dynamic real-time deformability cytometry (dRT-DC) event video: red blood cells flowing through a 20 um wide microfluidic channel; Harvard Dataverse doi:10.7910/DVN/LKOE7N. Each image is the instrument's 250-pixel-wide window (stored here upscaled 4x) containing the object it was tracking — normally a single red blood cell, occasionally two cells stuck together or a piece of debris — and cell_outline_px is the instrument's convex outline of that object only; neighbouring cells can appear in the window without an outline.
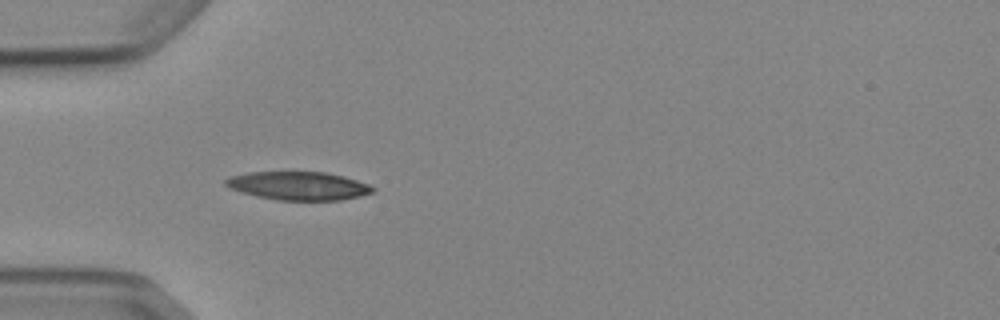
{"species": "Egyptian fruit bat (a non-hibernating species)", "species_latin": "Rousettus aegyptiacus", "temperature_condition": "cold", "stored_images_in_passage": 4, "camera_frame_rate_fps": 3000, "um_per_image_px": 0.085, "animal": {"sex": "female"}, "frame": {"image": 1, "passage_image": 4, "time_ms": 3.333, "image_size_px": [1000, 320], "cell_outline_px": [[376, 188], [372, 192], [360, 196], [340, 200], [276, 200], [256, 196], [228, 188], [224, 184], [224, 180], [228, 176], [248, 172], [328, 172], [344, 176], [368, 184]], "centroid_in_image_um": [25.33, 15.79], "position_along_channel_um": 59.7, "area_um2": 24.45}}